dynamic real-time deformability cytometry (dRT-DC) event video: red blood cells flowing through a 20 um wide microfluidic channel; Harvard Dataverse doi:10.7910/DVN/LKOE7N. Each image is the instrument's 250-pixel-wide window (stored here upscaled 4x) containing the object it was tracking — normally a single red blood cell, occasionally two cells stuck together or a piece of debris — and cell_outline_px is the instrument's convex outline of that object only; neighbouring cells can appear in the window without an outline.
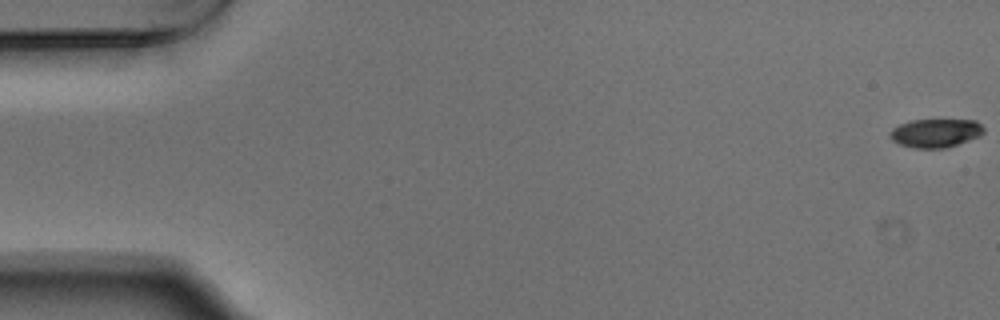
{"species": "Egyptian fruit bat (a non-hibernating species)", "species_latin": "Rousettus aegyptiacus", "temperature_condition": "warm", "stored_images_in_passage": 55, "camera_frame_rate_fps": 3000, "um_per_image_px": 0.085, "animal": {"sex": "male"}, "frame": {"image": 1, "passage_image": 1, "time_ms": 0.0, "image_size_px": [1000, 320], "cell_outline_px": [[984, 132], [980, 136], [944, 148], [916, 148], [900, 144], [892, 140], [888, 136], [888, 132], [892, 128], [900, 124], [912, 120], [976, 120], [984, 128]], "centroid_in_image_um": [79.5, 11.3], "position_along_channel_um": 5.5, "area_um2": 15.55}}
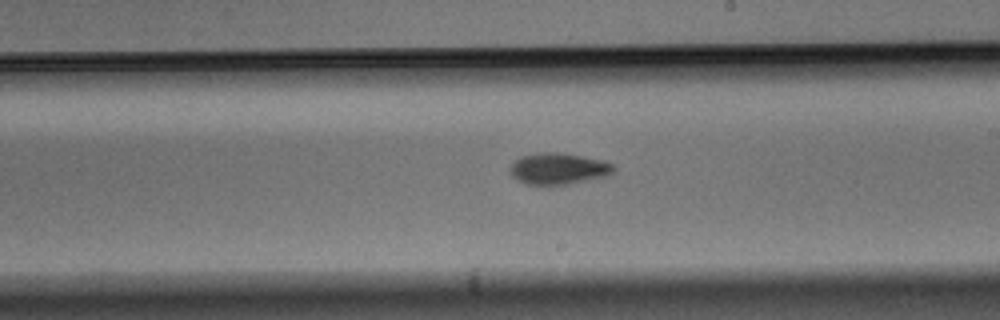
{"frame": {"image": 2, "passage_image": 32, "time_ms": 10.333, "image_size_px": [1000, 320], "cell_outline_px": [[616, 168], [608, 176], [552, 188], [524, 184], [516, 180], [508, 172], [508, 168], [520, 156], [540, 152], [556, 152], [604, 160], [612, 164]], "centroid_in_image_um": [47.41, 14.39], "position_along_channel_um": 241.6, "area_um2": 19.77}}
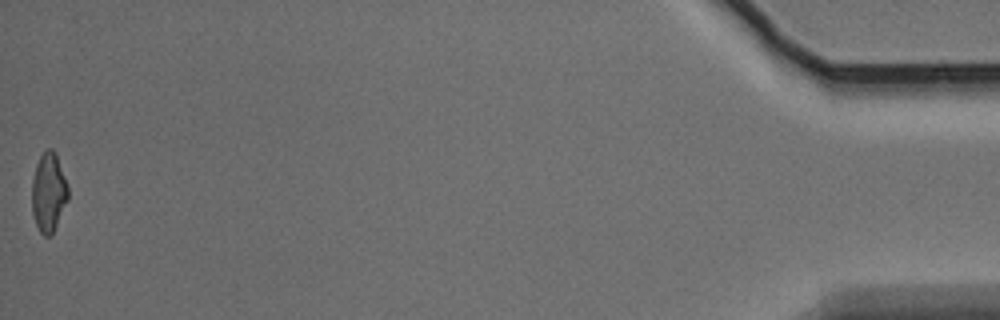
{"frame": {"image": 3, "passage_image": 55, "time_ms": 18.0, "image_size_px": [1000, 320], "cell_outline_px": [[68, 200], [52, 232], [48, 236], [44, 236], [40, 232], [36, 224], [32, 212], [32, 180], [36, 164], [40, 156], [48, 148], [52, 148], [56, 152], [68, 184]], "centroid_in_image_um": [4.13, 16.3], "position_along_channel_um": 431.1, "area_um2": 16.65}, "authors_computed_cell_mechanics": {"area_um2": 17.6868, "velocity_mm_per_s": 3.7413, "shape_relaxation_time_tau1_ms": 2.637, "shape_relaxation_time_tau2_ms": 8.9919, "deformation_change_tau1": 0.147, "deformation_change_tau2": 0.1512}}